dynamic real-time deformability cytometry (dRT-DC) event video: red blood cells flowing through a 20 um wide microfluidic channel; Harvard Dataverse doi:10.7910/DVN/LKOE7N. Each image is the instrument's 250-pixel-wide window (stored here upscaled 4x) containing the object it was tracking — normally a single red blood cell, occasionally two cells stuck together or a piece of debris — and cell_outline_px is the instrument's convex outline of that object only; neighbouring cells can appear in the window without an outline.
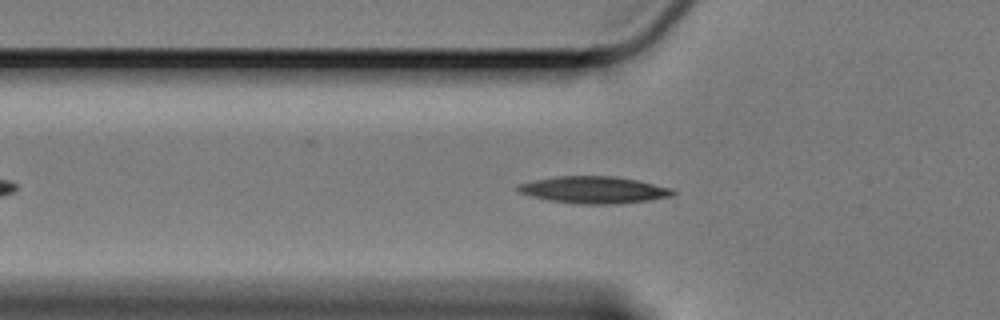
{"species": "Egyptian fruit bat (a non-hibernating species)", "species_latin": "Rousettus aegyptiacus", "temperature_condition": "cold", "stored_images_in_passage": 48, "camera_frame_rate_fps": 3000, "um_per_image_px": 0.085, "animal": {"sex": "female"}, "frame": {"image": 1, "passage_image": 12, "time_ms": 3.667, "image_size_px": [1000, 320], "cell_outline_px": [[676, 196], [648, 200], [616, 204], [576, 204], [548, 200], [532, 196], [520, 192], [516, 188], [516, 184], [556, 176], [612, 176], [636, 180], [672, 188], [676, 192]], "centroid_in_image_um": [50.5, 16.14], "position_along_channel_um": 75.3, "area_um2": 24.33}}
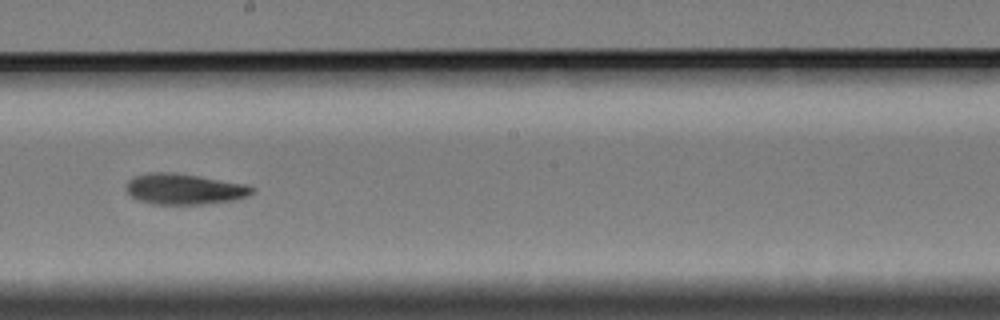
{"frame": {"image": 2, "passage_image": 26, "time_ms": 8.333, "image_size_px": [1000, 320], "cell_outline_px": [[256, 192], [248, 196], [236, 200], [204, 204], [152, 204], [140, 200], [132, 196], [124, 188], [128, 180], [132, 176], [148, 172], [172, 172], [244, 184], [256, 188]], "centroid_in_image_um": [15.66, 16.07], "position_along_channel_um": 232.5, "area_um2": 22.66}}
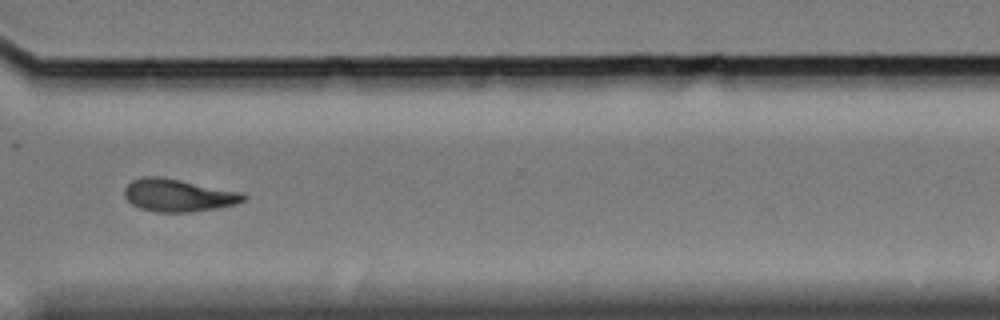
{"frame": {"image": 3, "passage_image": 37, "time_ms": 12.0, "image_size_px": [1000, 320], "cell_outline_px": [[248, 196], [244, 200], [236, 204], [216, 208], [192, 212], [156, 212], [140, 208], [132, 204], [124, 196], [124, 188], [132, 180], [140, 176], [160, 176], [244, 192]], "centroid_in_image_um": [15.16, 16.59], "position_along_channel_um": 355.4, "area_um2": 22.83}, "authors_computed_cell_mechanics": {"area_um2": 22.542, "velocity_mm_per_s": 3.3558, "shape_relaxation_time_tau1_ms": 8.7622, "shape_relaxation_time_tau2_ms": null, "deformation_change_tau1": 0.2128, "deformation_change_tau2": null}}